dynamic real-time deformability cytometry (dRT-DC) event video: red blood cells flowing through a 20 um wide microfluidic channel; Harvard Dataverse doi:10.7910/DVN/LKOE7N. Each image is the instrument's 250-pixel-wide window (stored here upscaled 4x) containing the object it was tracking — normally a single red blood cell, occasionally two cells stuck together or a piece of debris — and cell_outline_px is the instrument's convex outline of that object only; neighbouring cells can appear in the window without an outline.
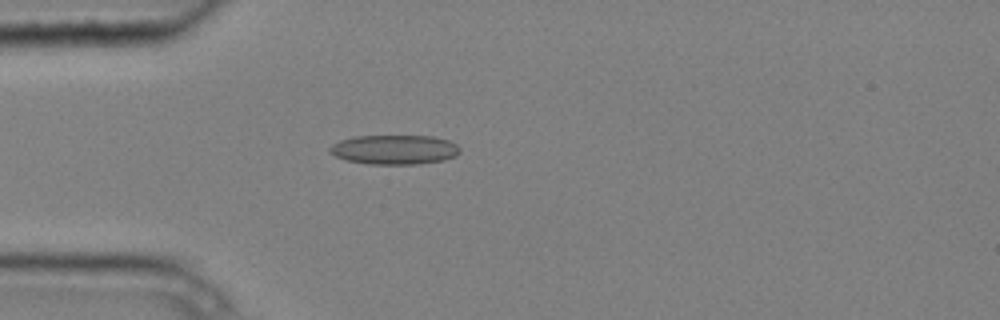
{"species": "common noctule bat (a hibernating species)", "species_latin": "Nyctalus noctula", "temperature_condition": "cold", "stored_images_in_passage": 4, "camera_frame_rate_fps": 3000, "um_per_image_px": 0.085, "animal": {"sex": "male", "body_mass_g": 20.4}, "frame": {"image": 1, "passage_image": 4, "time_ms": 1.0, "image_size_px": [1000, 320], "cell_outline_px": [[460, 152], [456, 156], [444, 160], [420, 164], [368, 164], [348, 160], [336, 156], [328, 152], [328, 148], [332, 144], [340, 140], [356, 136], [432, 136], [448, 140], [456, 144], [460, 148]], "centroid_in_image_um": [33.54, 12.72], "position_along_channel_um": 51.5, "area_um2": 22.43}}